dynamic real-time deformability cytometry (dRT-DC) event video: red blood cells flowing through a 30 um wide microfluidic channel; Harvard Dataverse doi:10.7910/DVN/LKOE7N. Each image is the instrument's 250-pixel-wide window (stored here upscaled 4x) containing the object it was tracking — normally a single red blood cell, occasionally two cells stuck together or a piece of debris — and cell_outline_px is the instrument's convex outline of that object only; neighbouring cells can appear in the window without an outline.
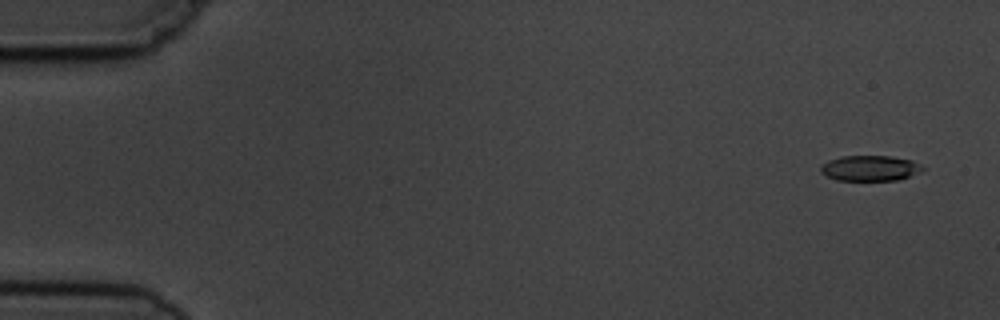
{"species": "common noctule bat (a hibernating species)", "species_latin": "Nyctalus noctula", "temperature_condition": "cold", "stored_images_in_passage": 6, "segment_of_instrument_passage": [2, 2], "camera_frame_rate_fps": 3000, "um_per_image_px": 0.085, "animal": {"sex": "male", "body_mass_g": 19.5, "forearm_length_mm": 54.6}, "frame": {"image": 1, "passage_image": 6, "time_ms": 6.667, "image_size_px": [1000, 320], "cell_outline_px": [[924, 168], [920, 172], [896, 180], [836, 180], [820, 172], [820, 164], [828, 160], [840, 156], [892, 156], [912, 160], [920, 164]], "centroid_in_image_um": [73.92, 14.28], "position_along_channel_um": 11.1, "area_um2": 15.14}}